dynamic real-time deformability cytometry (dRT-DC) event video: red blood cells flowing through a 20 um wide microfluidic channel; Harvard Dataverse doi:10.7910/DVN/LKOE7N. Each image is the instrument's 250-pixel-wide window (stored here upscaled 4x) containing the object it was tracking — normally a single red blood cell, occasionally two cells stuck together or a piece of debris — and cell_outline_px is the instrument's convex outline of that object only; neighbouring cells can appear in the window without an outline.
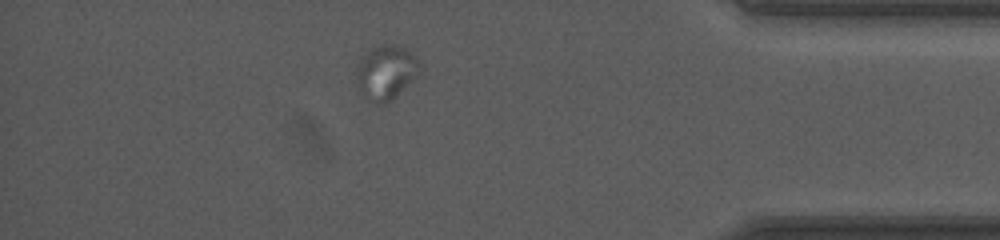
{"species": "human", "species_latin": "Homo sapiens", "temperature_condition": "room temperature", "stored_images_in_passage": 47, "camera_frame_rate_fps": 3000, "um_per_image_px": 0.085, "donor": {"sex": "female"}, "frame": {"image": 1, "passage_image": 40, "time_ms": 13.0, "image_size_px": [1000, 240], "cell_outline_px": [[420, 68], [388, 104], [384, 104], [372, 100], [360, 88], [356, 68], [356, 64], [360, 56], [372, 48], [380, 44], [396, 44], [412, 52], [420, 64]], "centroid_in_image_um": [32.78, 6.06], "position_along_channel_um": 402.4, "area_um2": 19.25}}